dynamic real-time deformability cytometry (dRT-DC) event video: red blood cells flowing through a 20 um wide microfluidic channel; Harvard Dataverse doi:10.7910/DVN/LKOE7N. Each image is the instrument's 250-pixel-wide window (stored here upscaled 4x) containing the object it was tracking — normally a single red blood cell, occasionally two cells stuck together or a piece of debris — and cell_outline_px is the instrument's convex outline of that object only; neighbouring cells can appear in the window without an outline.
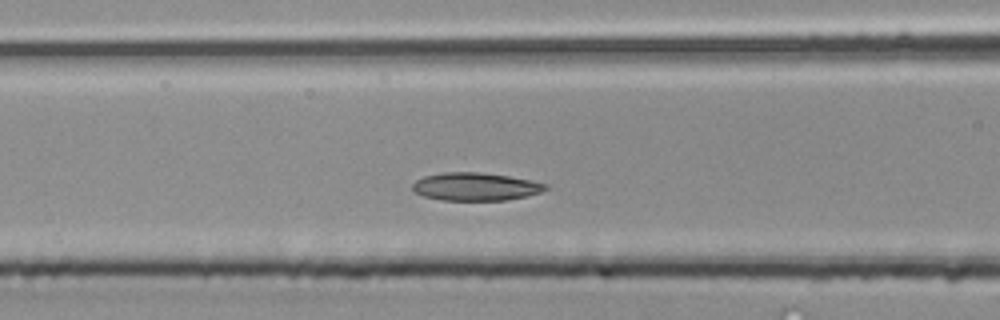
{"species": "common noctule bat (a hibernating species)", "species_latin": "Nyctalus noctula", "temperature_condition": "room temperature", "stored_images_in_passage": 41, "camera_frame_rate_fps": 3000, "um_per_image_px": 0.085, "animal": {"sex": "male", "body_mass_g": 20.4}, "frame": {"image": 1, "passage_image": 13, "time_ms": 4.0, "image_size_px": [1000, 320], "cell_outline_px": [[548, 188], [540, 192], [528, 196], [504, 200], [440, 200], [424, 196], [412, 192], [412, 184], [416, 180], [424, 176], [444, 172], [480, 172], [508, 176], [548, 184]], "centroid_in_image_um": [40.38, 15.86], "position_along_channel_um": 126.2, "area_um2": 21.68}}
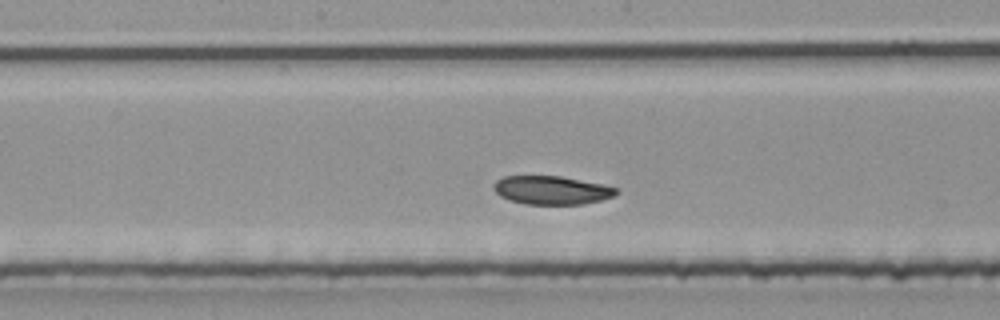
{"frame": {"image": 2, "passage_image": 18, "time_ms": 5.667, "image_size_px": [1000, 320], "cell_outline_px": [[620, 192], [616, 196], [584, 204], [524, 204], [500, 196], [492, 188], [492, 184], [496, 180], [504, 176], [560, 176], [600, 184], [616, 188]], "centroid_in_image_um": [46.87, 16.16], "position_along_channel_um": 201.3, "area_um2": 20.29}}
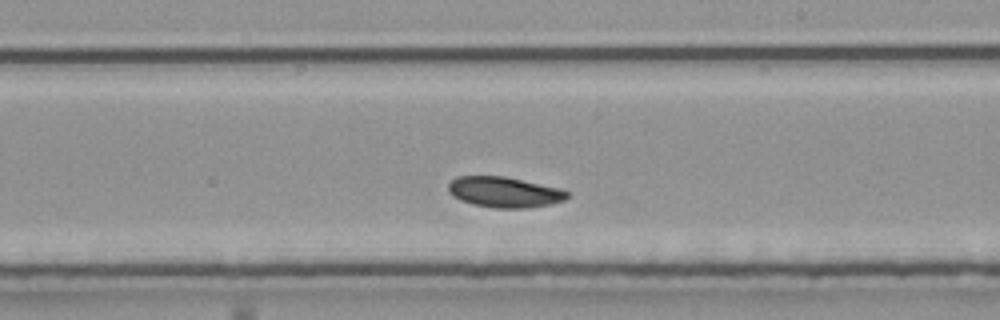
{"frame": {"image": 3, "passage_image": 21, "time_ms": 6.667, "image_size_px": [1000, 320], "cell_outline_px": [[572, 192], [564, 200], [548, 204], [528, 208], [496, 208], [472, 204], [460, 200], [452, 196], [448, 192], [448, 184], [456, 176], [504, 176], [560, 188]], "centroid_in_image_um": [42.86, 16.33], "position_along_channel_um": 246.1, "area_um2": 21.27}}